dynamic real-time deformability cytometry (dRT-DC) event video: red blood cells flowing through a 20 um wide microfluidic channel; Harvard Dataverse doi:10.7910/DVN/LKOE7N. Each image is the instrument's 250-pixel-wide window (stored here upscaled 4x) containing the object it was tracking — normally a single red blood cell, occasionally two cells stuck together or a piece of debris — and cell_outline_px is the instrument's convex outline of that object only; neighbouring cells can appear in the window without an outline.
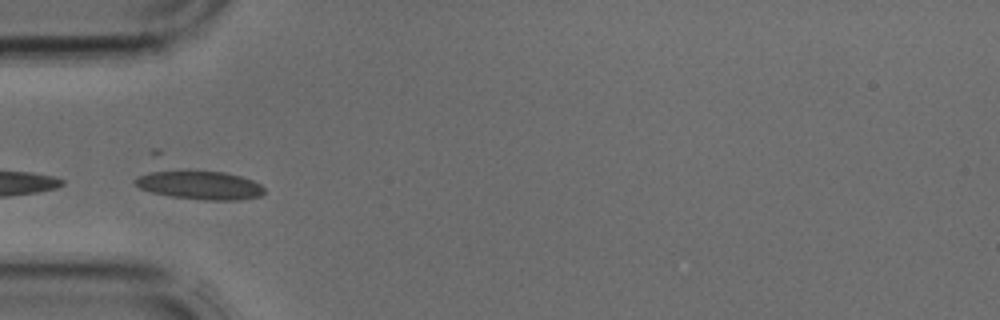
{"species": "common noctule bat (a hibernating species)", "species_latin": "Nyctalus noctula", "temperature_condition": "cold", "stored_images_in_passage": 17, "camera_frame_rate_fps": 3000, "um_per_image_px": 0.085, "animal": {"sex": "male", "body_mass_g": 17.9, "forearm_length_mm": 54.2}, "frame": {"image": 1, "passage_image": 11, "time_ms": 3.333, "image_size_px": [1000, 320], "cell_outline_px": [[264, 192], [260, 196], [240, 200], [204, 200], [172, 196], [152, 192], [140, 188], [132, 180], [140, 176], [160, 168], [224, 172], [240, 176], [252, 180], [260, 184], [264, 188]], "centroid_in_image_um": [16.95, 15.7], "position_along_channel_um": 68.1, "area_um2": 21.96}}